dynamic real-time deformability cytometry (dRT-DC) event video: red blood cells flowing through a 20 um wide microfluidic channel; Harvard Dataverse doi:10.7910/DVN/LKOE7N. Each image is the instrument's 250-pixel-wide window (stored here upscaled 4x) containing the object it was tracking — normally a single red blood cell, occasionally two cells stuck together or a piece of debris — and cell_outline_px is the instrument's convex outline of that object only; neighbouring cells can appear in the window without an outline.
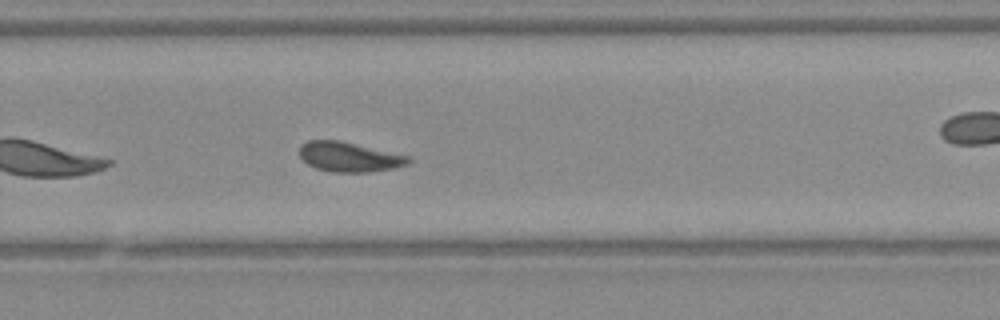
{"species": "Egyptian fruit bat (a non-hibernating species)", "species_latin": "Rousettus aegyptiacus", "temperature_condition": "warm", "stored_images_in_passage": 25, "camera_frame_rate_fps": 3000, "um_per_image_px": 0.085, "animal": {"sex": "female"}, "frame": {"image": 1, "passage_image": 18, "time_ms": 5.667, "image_size_px": [1000, 320], "cell_outline_px": [[412, 160], [408, 164], [396, 168], [372, 172], [332, 172], [316, 168], [308, 164], [300, 156], [300, 144], [308, 140], [340, 140], [412, 156]], "centroid_in_image_um": [29.74, 13.33], "position_along_channel_um": 300.1, "area_um2": 19.19}}